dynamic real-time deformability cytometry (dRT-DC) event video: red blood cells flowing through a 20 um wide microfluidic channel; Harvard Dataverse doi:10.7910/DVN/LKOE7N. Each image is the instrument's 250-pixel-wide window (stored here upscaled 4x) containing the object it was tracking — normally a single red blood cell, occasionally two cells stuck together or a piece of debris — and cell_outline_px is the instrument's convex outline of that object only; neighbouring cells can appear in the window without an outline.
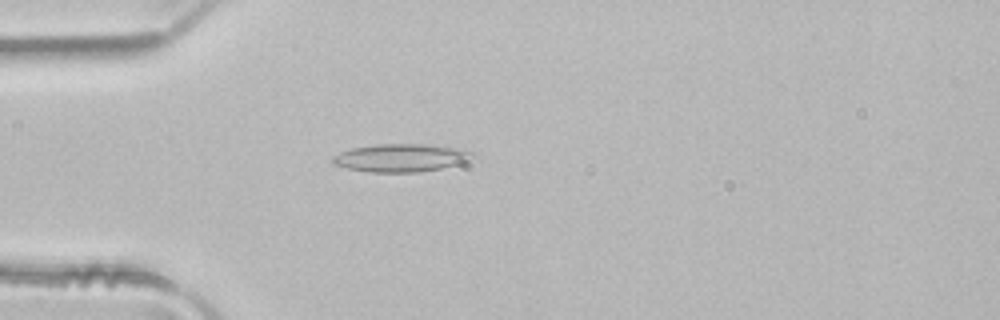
{"species": "common noctule bat (a hibernating species)", "species_latin": "Nyctalus noctula", "temperature_condition": "room temperature", "stored_images_in_passage": 1, "camera_frame_rate_fps": 3000, "um_per_image_px": 0.085, "animal": {"sex": "male", "body_mass_g": 21.5, "forearm_length_mm": 52.0}, "frame": {"image": 1, "passage_image": 1, "time_ms": 0.0, "image_size_px": [1000, 320], "cell_outline_px": [[476, 152], [468, 160], [440, 168], [416, 172], [372, 172], [348, 168], [332, 164], [332, 156], [340, 152], [352, 148], [376, 144], [424, 144], [464, 148]], "centroid_in_image_um": [34.07, 13.4], "position_along_channel_um": 50.9, "area_um2": 22.66}}